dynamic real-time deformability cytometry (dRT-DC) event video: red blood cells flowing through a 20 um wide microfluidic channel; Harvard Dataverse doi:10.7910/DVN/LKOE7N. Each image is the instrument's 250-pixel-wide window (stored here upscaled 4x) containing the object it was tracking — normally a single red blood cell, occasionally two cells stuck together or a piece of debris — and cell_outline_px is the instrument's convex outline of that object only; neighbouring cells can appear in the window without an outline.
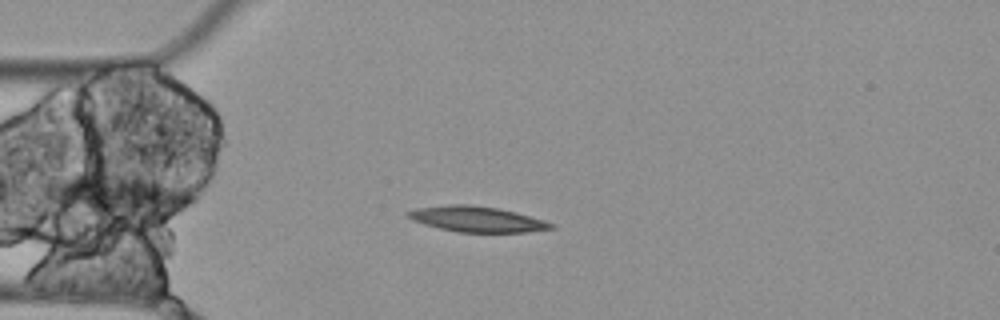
{"species": "Egyptian fruit bat (a non-hibernating species)", "species_latin": "Rousettus aegyptiacus", "temperature_condition": "cold", "stored_images_in_passage": 4, "camera_frame_rate_fps": 3000, "um_per_image_px": 0.085, "animal": {"sex": "female"}, "frame": {"image": 1, "passage_image": 2, "time_ms": 0.333, "image_size_px": [1000, 320], "cell_outline_px": [[556, 228], [524, 232], [456, 232], [424, 224], [412, 220], [408, 216], [408, 212], [416, 208], [448, 204], [468, 204], [496, 208], [516, 212], [544, 220], [556, 224]], "centroid_in_image_um": [40.57, 18.63], "position_along_channel_um": 44.4, "area_um2": 21.21}}
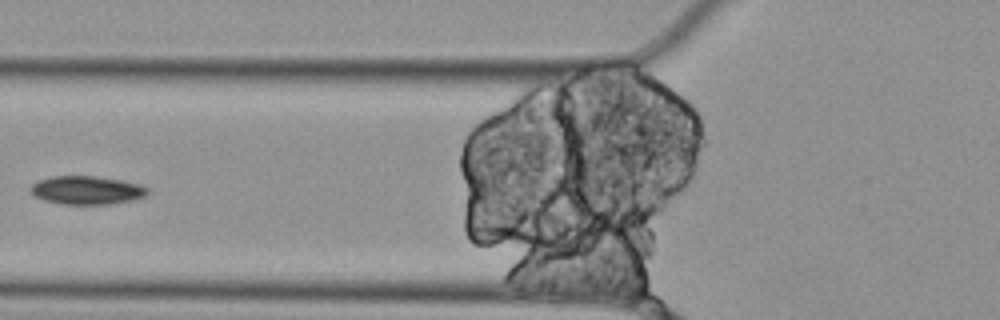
{"frame": {"image": 2, "passage_image": 4, "time_ms": 1.0, "image_size_px": [1000, 320], "cell_outline_px": [[148, 192], [144, 196], [132, 200], [112, 204], [60, 204], [44, 200], [36, 196], [32, 192], [32, 184], [36, 180], [52, 176], [92, 176], [120, 180], [140, 184], [148, 188]], "centroid_in_image_um": [7.37, 16.16], "position_along_channel_um": 118.4, "area_um2": 19.25}}